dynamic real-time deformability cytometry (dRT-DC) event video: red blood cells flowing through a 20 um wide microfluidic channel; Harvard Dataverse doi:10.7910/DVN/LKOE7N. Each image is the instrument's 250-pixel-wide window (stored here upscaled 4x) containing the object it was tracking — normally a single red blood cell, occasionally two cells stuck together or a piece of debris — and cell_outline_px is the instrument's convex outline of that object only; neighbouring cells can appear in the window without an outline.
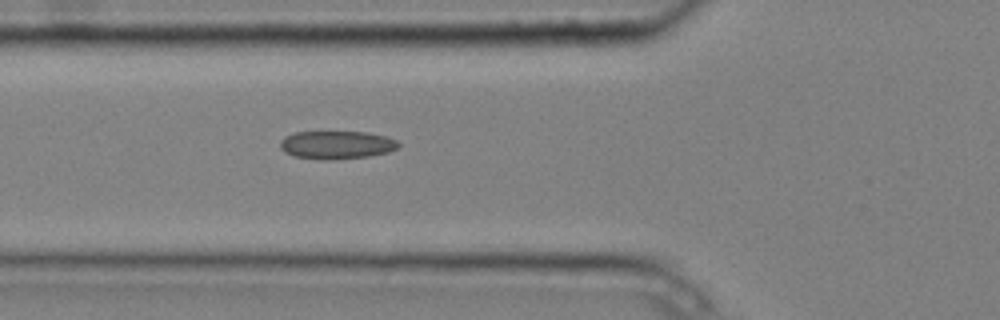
{"species": "common noctule bat (a hibernating species)", "species_latin": "Nyctalus noctula", "temperature_condition": "cold", "stored_images_in_passage": 4, "camera_frame_rate_fps": 3000, "um_per_image_px": 0.085, "animal": {"sex": "male", "body_mass_g": 20.4}, "frame": {"image": 1, "passage_image": 3, "time_ms": 0.667, "image_size_px": [1000, 320], "cell_outline_px": [[400, 148], [388, 152], [368, 156], [332, 160], [320, 160], [296, 156], [284, 152], [280, 148], [280, 140], [284, 136], [296, 132], [368, 132], [384, 136], [396, 140], [400, 144]], "centroid_in_image_um": [28.61, 12.32], "position_along_channel_um": 97.2, "area_um2": 19.48}}